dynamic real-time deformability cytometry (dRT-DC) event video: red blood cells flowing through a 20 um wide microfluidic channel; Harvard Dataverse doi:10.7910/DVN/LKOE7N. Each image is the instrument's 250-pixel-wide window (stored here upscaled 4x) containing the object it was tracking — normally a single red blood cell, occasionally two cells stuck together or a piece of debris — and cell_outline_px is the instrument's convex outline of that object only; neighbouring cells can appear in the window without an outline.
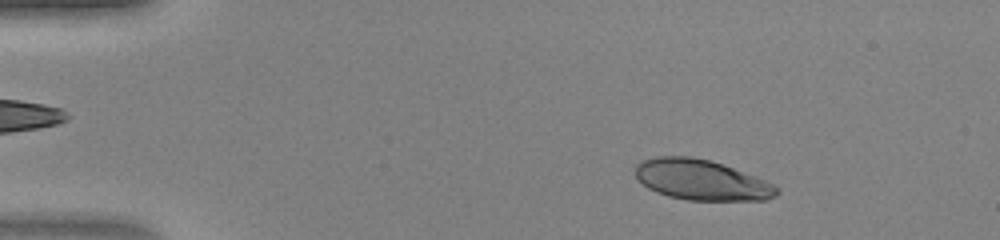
{"species": "human", "species_latin": "Homo sapiens", "temperature_condition": "warm", "stored_images_in_passage": 47, "camera_frame_rate_fps": 3000, "um_per_image_px": 0.085, "donor": {"sex": "female"}, "frame": {"image": 1, "passage_image": 7, "time_ms": 2.0, "image_size_px": [1000, 240], "cell_outline_px": [[780, 192], [776, 196], [764, 200], [688, 200], [668, 196], [656, 192], [648, 188], [636, 176], [636, 164], [640, 160], [656, 156], [692, 156], [708, 160], [732, 168], [776, 184], [780, 188]], "centroid_in_image_um": [59.63, 15.29], "position_along_channel_um": 25.4, "area_um2": 33.23}}
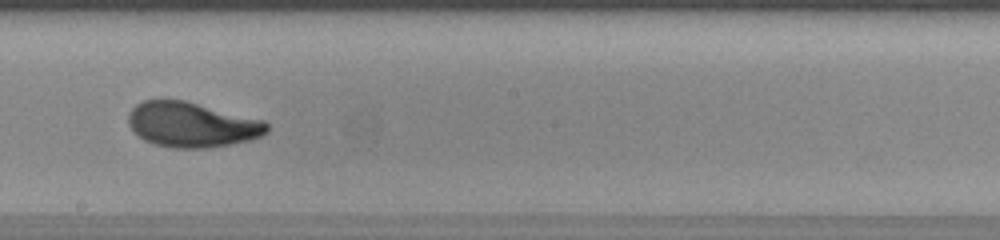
{"frame": {"image": 2, "passage_image": 27, "time_ms": 8.667, "image_size_px": [1000, 240], "cell_outline_px": [[268, 132], [260, 136], [248, 140], [208, 148], [172, 148], [152, 144], [144, 140], [128, 124], [128, 112], [136, 104], [144, 100], [184, 100], [264, 120], [268, 124]], "centroid_in_image_um": [16.29, 10.59], "position_along_channel_um": 231.9, "area_um2": 36.24}}
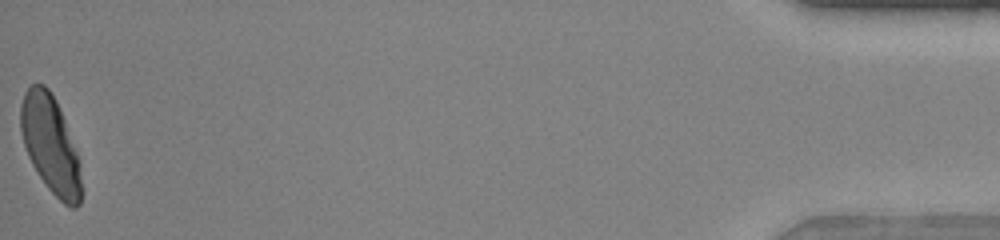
{"frame": {"image": 3, "passage_image": 47, "time_ms": 15.333, "image_size_px": [1000, 240], "cell_outline_px": [[80, 204], [76, 208], [72, 208], [64, 204], [48, 188], [32, 164], [28, 156], [20, 132], [20, 104], [24, 92], [32, 84], [44, 84], [48, 88], [56, 100], [64, 120], [76, 152], [80, 164]], "centroid_in_image_um": [4.26, 12.26], "position_along_channel_um": 430.9, "area_um2": 33.99}}